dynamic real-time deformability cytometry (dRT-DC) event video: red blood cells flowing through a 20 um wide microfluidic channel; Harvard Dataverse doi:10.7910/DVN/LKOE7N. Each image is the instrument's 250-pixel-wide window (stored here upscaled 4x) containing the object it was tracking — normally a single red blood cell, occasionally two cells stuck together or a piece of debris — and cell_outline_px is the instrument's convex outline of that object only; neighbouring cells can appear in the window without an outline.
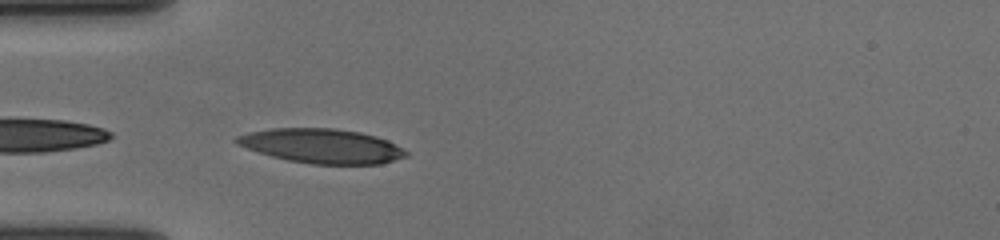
{"species": "human", "species_latin": "Homo sapiens", "temperature_condition": "cold", "stored_images_in_passage": 22, "camera_frame_rate_fps": 3000, "um_per_image_px": 0.085, "donor": {"sex": "female"}, "frame": {"image": 1, "passage_image": 1, "time_ms": 0.0, "image_size_px": [1000, 240], "cell_outline_px": [[408, 156], [380, 164], [312, 164], [288, 160], [272, 156], [236, 144], [232, 140], [236, 136], [248, 132], [272, 128], [336, 128], [360, 132], [376, 136], [388, 140], [396, 144], [408, 152]], "centroid_in_image_um": [27.36, 12.4], "position_along_channel_um": 57.6, "area_um2": 34.04}}
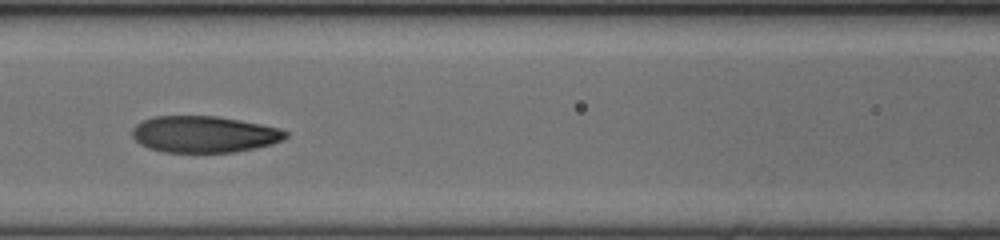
{"frame": {"image": 2, "passage_image": 9, "time_ms": 2.667, "image_size_px": [1000, 240], "cell_outline_px": [[288, 136], [272, 144], [232, 152], [164, 152], [148, 148], [140, 144], [132, 136], [132, 128], [136, 124], [152, 116], [216, 116], [240, 120], [280, 128], [288, 132]], "centroid_in_image_um": [17.32, 11.41], "position_along_channel_um": 149.3, "area_um2": 32.54}}
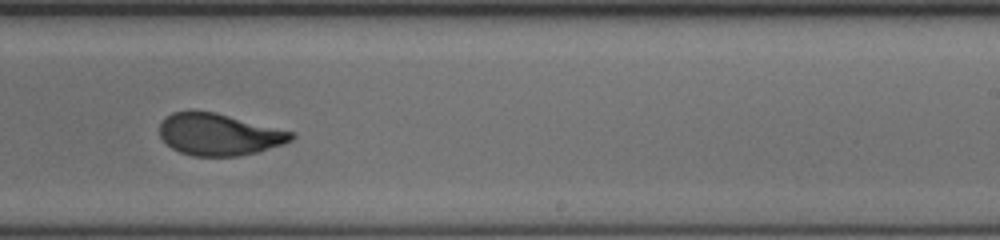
{"frame": {"image": 3, "passage_image": 19, "time_ms": 6.0, "image_size_px": [1000, 240], "cell_outline_px": [[296, 136], [292, 140], [284, 144], [260, 152], [236, 156], [192, 156], [180, 152], [172, 148], [160, 136], [160, 124], [164, 116], [172, 112], [192, 108], [216, 112], [296, 132]], "centroid_in_image_um": [18.63, 11.39], "position_along_channel_um": 270.4, "area_um2": 32.95}}